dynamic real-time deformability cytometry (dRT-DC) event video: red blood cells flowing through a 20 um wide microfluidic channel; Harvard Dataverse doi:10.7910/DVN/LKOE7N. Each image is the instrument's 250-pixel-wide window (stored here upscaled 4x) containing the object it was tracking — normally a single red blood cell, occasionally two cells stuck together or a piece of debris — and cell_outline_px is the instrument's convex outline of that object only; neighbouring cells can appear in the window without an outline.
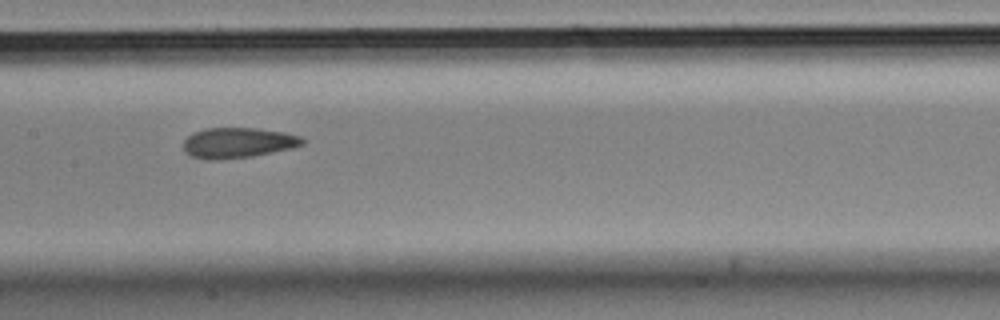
{"species": "Egyptian fruit bat (a non-hibernating species)", "species_latin": "Rousettus aegyptiacus", "temperature_condition": "cold", "stored_images_in_passage": 7, "camera_frame_rate_fps": 3000, "um_per_image_px": 0.085, "animal": {"sex": "male"}, "frame": {"image": 1, "passage_image": 6, "time_ms": 1.667, "image_size_px": [1000, 320], "cell_outline_px": [[304, 144], [292, 148], [252, 156], [220, 160], [204, 160], [192, 156], [184, 152], [184, 140], [192, 132], [208, 128], [256, 128], [284, 132], [300, 136], [304, 140]], "centroid_in_image_um": [20.2, 12.14], "position_along_channel_um": 187.2, "area_um2": 21.15}}
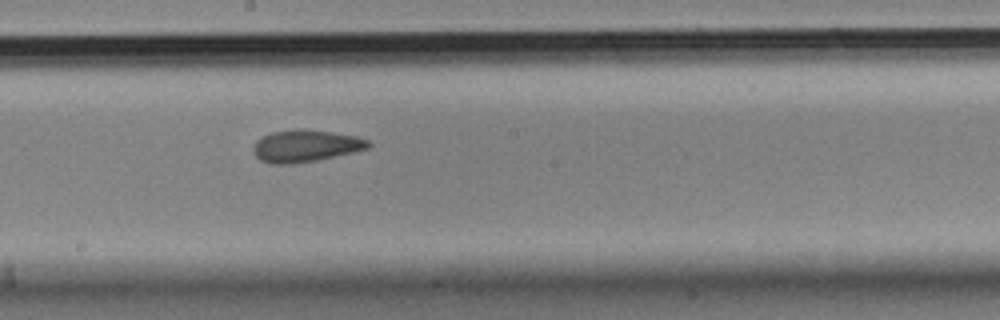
{"frame": {"image": 2, "passage_image": 7, "time_ms": 2.0, "image_size_px": [1000, 320], "cell_outline_px": [[372, 144], [368, 148], [352, 152], [316, 160], [296, 164], [268, 164], [260, 160], [256, 156], [252, 148], [256, 140], [272, 132], [296, 128], [304, 128], [356, 136], [368, 140]], "centroid_in_image_um": [25.94, 12.4], "position_along_channel_um": 222.3, "area_um2": 21.56}}